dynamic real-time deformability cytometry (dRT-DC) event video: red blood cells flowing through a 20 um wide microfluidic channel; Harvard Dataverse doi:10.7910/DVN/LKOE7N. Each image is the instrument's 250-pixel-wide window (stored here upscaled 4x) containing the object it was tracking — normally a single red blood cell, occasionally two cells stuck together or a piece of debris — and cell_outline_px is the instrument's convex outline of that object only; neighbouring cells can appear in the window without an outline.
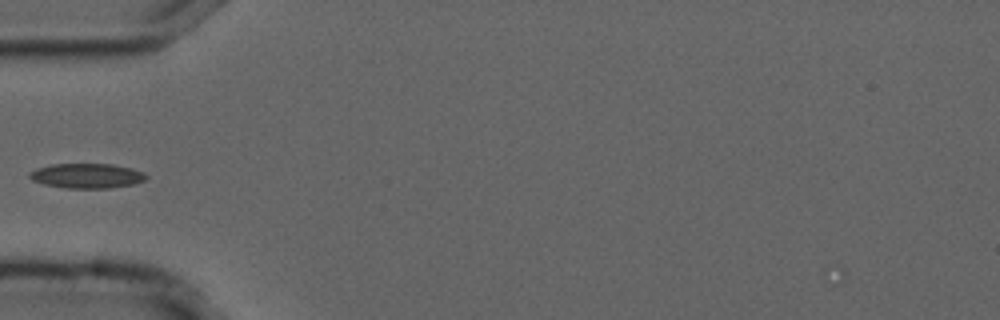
{"species": "common noctule bat (a hibernating species)", "species_latin": "Nyctalus noctula", "temperature_condition": "cold", "stored_images_in_passage": 35, "camera_frame_rate_fps": 3000, "um_per_image_px": 0.085, "animal": {"sex": "male", "forearm_length_mm": 52.5}, "frame": {"image": 1, "passage_image": 1, "time_ms": 0.0, "image_size_px": [1000, 320], "cell_outline_px": [[148, 176], [144, 180], [136, 184], [108, 188], [64, 188], [44, 184], [32, 180], [28, 176], [28, 172], [36, 168], [52, 164], [112, 164], [132, 168], [144, 172]], "centroid_in_image_um": [7.38, 14.94], "position_along_channel_um": 77.6, "area_um2": 16.99}}
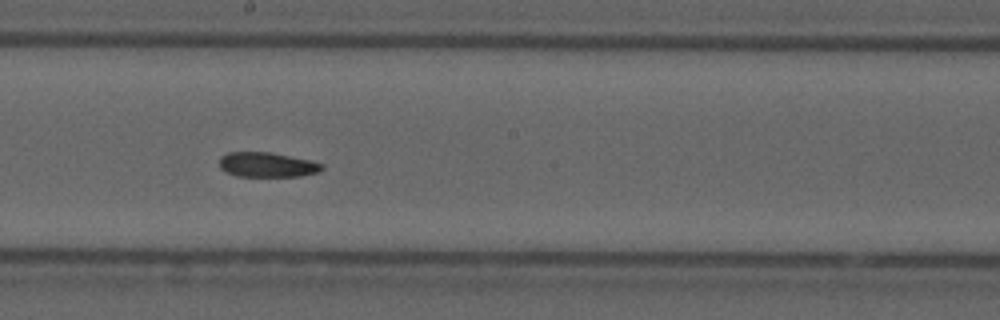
{"frame": {"image": 2, "passage_image": 13, "time_ms": 4.0, "image_size_px": [1000, 320], "cell_outline_px": [[324, 168], [320, 172], [300, 176], [236, 176], [220, 168], [220, 156], [228, 152], [272, 152], [312, 160], [324, 164]], "centroid_in_image_um": [22.75, 13.99], "position_along_channel_um": 225.4, "area_um2": 14.97}}
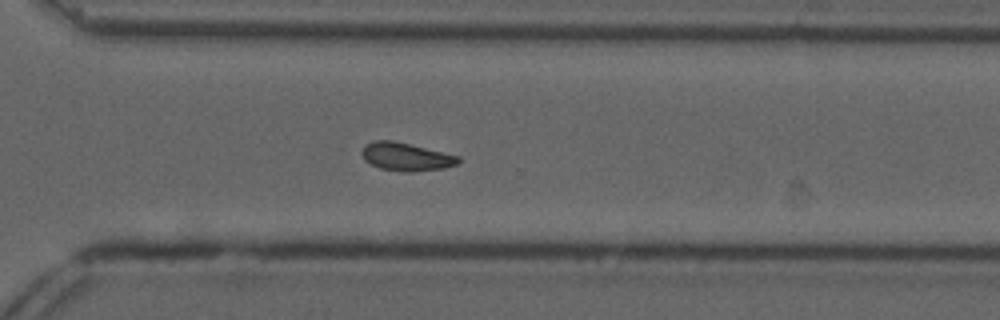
{"frame": {"image": 3, "passage_image": 22, "time_ms": 7.0, "image_size_px": [1000, 320], "cell_outline_px": [[460, 160], [456, 164], [444, 168], [412, 172], [404, 172], [380, 168], [364, 160], [360, 152], [364, 144], [376, 140], [392, 140], [460, 156]], "centroid_in_image_um": [34.48, 13.32], "position_along_channel_um": 336.1, "area_um2": 15.78}}